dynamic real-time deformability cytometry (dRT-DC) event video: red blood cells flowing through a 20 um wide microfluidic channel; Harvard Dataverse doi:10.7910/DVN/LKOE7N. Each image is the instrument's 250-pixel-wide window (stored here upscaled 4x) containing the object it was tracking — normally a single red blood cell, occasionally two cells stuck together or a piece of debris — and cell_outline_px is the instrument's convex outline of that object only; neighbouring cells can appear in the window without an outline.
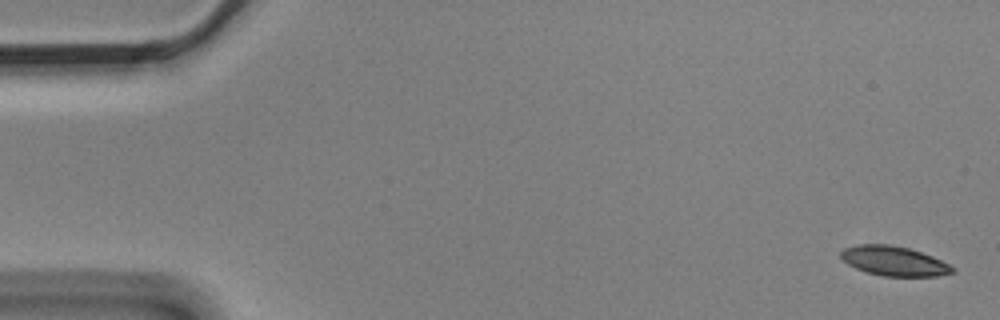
{"species": "Egyptian fruit bat (a non-hibernating species)", "species_latin": "Rousettus aegyptiacus", "temperature_condition": "cold", "stored_images_in_passage": 4, "camera_frame_rate_fps": 3000, "um_per_image_px": 0.085, "animal": {"sex": "male"}, "frame": {"image": 1, "passage_image": 1, "time_ms": 0.0, "image_size_px": [1000, 320], "cell_outline_px": [[956, 272], [936, 276], [884, 276], [868, 272], [856, 268], [848, 264], [840, 256], [840, 252], [844, 248], [856, 244], [888, 244], [908, 248], [932, 256], [956, 268]], "centroid_in_image_um": [75.99, 22.18], "position_along_channel_um": 9.0, "area_um2": 19.13}}
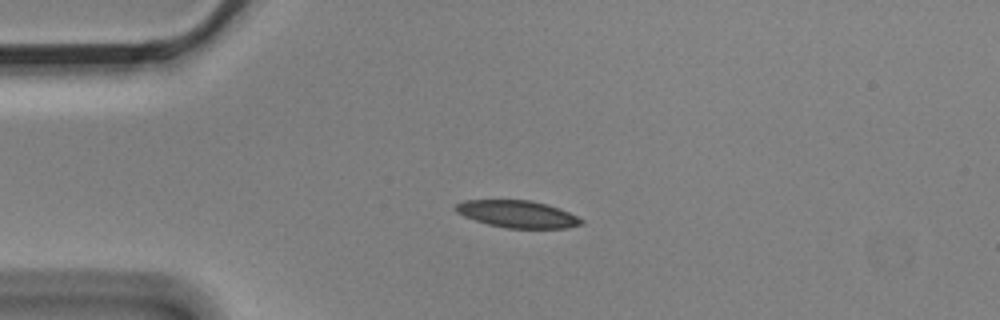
{"frame": {"image": 2, "passage_image": 4, "time_ms": 1.0, "image_size_px": [1000, 320], "cell_outline_px": [[584, 224], [568, 228], [508, 228], [488, 224], [464, 216], [456, 212], [456, 204], [464, 200], [532, 200], [548, 204], [560, 208], [584, 220]], "centroid_in_image_um": [44.03, 18.19], "position_along_channel_um": 41.0, "area_um2": 19.88}}